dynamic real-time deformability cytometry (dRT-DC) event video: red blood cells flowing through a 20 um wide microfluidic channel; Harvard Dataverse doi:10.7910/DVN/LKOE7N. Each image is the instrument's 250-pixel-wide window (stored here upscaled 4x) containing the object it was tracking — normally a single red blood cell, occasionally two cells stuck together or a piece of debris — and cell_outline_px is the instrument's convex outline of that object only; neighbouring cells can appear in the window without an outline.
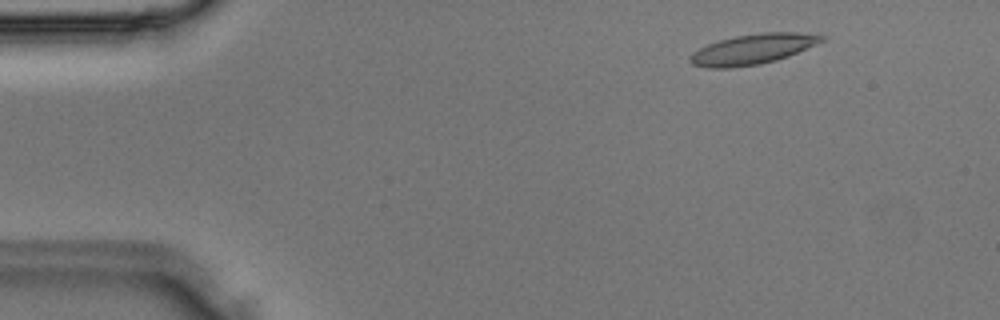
{"species": "Egyptian fruit bat (a non-hibernating species)", "species_latin": "Rousettus aegyptiacus", "temperature_condition": "room temperature", "stored_images_in_passage": 4, "camera_frame_rate_fps": 3000, "um_per_image_px": 0.085, "animal": {"sex": "male"}, "frame": {"image": 1, "passage_image": 2, "time_ms": 0.333, "image_size_px": [1000, 320], "cell_outline_px": [[828, 36], [824, 40], [816, 44], [788, 56], [776, 60], [760, 64], [732, 68], [708, 68], [692, 64], [688, 60], [688, 56], [692, 52], [708, 44], [720, 40], [736, 36], [760, 32], [796, 32]], "centroid_in_image_um": [63.96, 4.18], "position_along_channel_um": 21.0, "area_um2": 23.18}}